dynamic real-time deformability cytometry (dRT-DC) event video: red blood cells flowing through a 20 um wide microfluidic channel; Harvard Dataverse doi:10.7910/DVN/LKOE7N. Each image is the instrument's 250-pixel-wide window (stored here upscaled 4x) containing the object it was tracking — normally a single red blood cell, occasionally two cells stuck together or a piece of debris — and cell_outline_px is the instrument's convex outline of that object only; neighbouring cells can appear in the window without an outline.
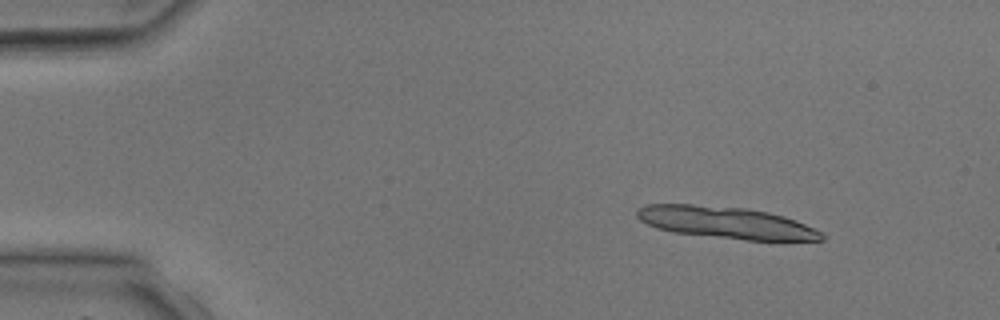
{"species": "common noctule bat (a hibernating species)", "species_latin": "Nyctalus noctula", "temperature_condition": "room temperature", "stored_images_in_passage": 3, "camera_frame_rate_fps": 3000, "um_per_image_px": 0.085, "animal": {"sex": "male", "body_mass_g": 17.9, "forearm_length_mm": 54.2}, "frame": {"image": 1, "passage_image": 1, "time_ms": 0.0, "image_size_px": [1000, 320], "cell_outline_px": [[824, 240], [748, 240], [672, 232], [656, 228], [640, 220], [636, 216], [636, 208], [648, 204], [692, 204], [744, 208], [768, 212], [784, 216], [804, 224], [820, 232], [824, 236]], "centroid_in_image_um": [61.64, 18.91], "position_along_channel_um": 23.4, "area_um2": 33.99}}
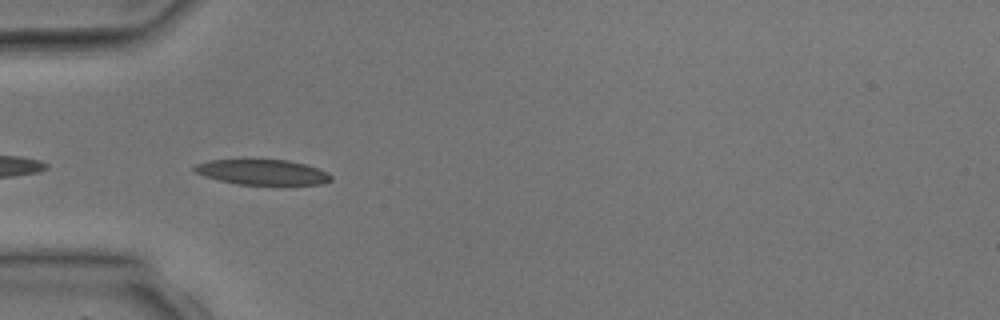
{"frame": {"image": 2, "passage_image": 3, "time_ms": 2.667, "image_size_px": [1000, 320], "cell_outline_px": [[332, 180], [324, 184], [236, 184], [204, 176], [196, 172], [192, 168], [196, 164], [208, 160], [288, 160], [320, 168], [328, 172], [332, 176]], "centroid_in_image_um": [22.33, 14.63], "position_along_channel_um": 62.7, "area_um2": 20.0}}